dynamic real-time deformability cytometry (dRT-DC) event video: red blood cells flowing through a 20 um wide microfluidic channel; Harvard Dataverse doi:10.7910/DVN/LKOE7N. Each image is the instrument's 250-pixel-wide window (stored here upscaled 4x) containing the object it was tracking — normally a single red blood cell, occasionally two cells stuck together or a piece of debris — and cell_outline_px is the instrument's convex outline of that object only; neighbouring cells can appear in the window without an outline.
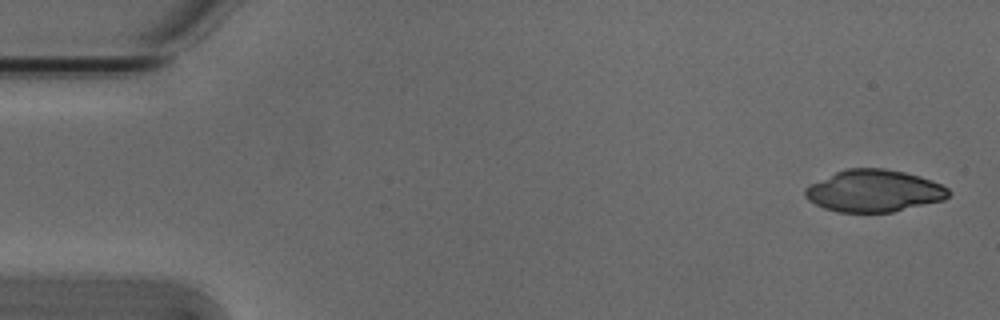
{"species": "Egyptian fruit bat (a non-hibernating species)", "species_latin": "Rousettus aegyptiacus", "temperature_condition": "cold", "stored_images_in_passage": 4, "camera_frame_rate_fps": 3000, "um_per_image_px": 0.085, "animal": {"sex": "male"}, "frame": {"image": 1, "passage_image": 1, "time_ms": 0.0, "image_size_px": [1000, 320], "cell_outline_px": [[952, 192], [944, 200], [892, 212], [836, 212], [824, 208], [808, 200], [804, 196], [804, 188], [836, 172], [848, 168], [884, 168], [904, 172], [920, 176], [932, 180], [948, 188]], "centroid_in_image_um": [74.3, 16.23], "position_along_channel_um": 10.7, "area_um2": 35.08}}